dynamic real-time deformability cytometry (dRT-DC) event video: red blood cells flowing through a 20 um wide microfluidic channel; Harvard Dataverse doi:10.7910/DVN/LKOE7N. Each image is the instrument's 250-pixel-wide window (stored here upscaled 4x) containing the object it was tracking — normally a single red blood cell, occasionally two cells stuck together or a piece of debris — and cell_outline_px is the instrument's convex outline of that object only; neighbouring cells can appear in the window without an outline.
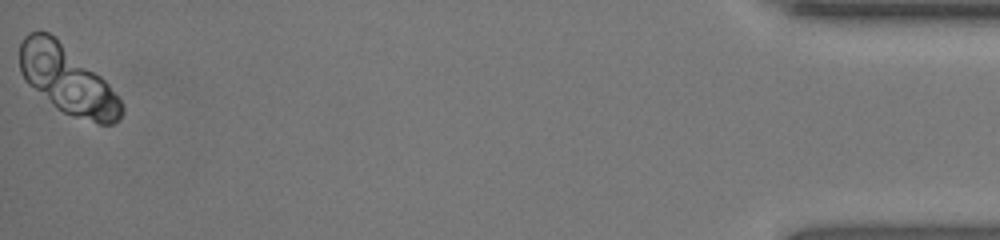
{"species": "human", "species_latin": "Homo sapiens", "temperature_condition": "room temperature", "stored_images_in_passage": 41, "camera_frame_rate_fps": 3000, "um_per_image_px": 0.085, "donor": {"sex": "female"}, "frame": {"image": 1, "passage_image": 41, "time_ms": 13.333, "image_size_px": [1000, 240], "cell_outline_px": [[124, 112], [120, 120], [112, 124], [100, 124], [72, 116], [56, 108], [28, 84], [20, 72], [20, 44], [24, 36], [28, 32], [48, 32], [100, 76], [108, 84], [120, 100], [124, 108]], "centroid_in_image_um": [5.71, 6.83], "position_along_channel_um": 429.5, "area_um2": 39.65}}